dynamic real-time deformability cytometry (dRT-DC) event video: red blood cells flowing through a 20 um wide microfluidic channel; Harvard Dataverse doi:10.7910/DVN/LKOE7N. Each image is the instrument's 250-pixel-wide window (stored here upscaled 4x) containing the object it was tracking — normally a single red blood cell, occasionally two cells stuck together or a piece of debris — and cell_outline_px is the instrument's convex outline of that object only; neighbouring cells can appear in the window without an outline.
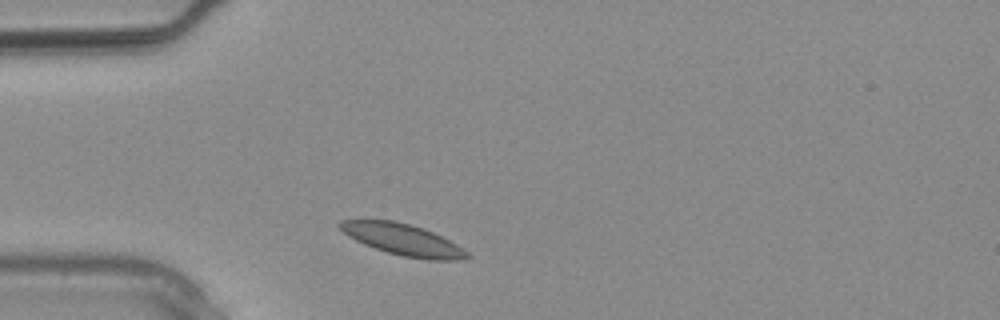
{"species": "common noctule bat (a hibernating species)", "species_latin": "Nyctalus noctula", "temperature_condition": "warm", "stored_images_in_passage": 1, "camera_frame_rate_fps": 3000, "um_per_image_px": 0.085, "animal": {"sex": "male", "body_mass_g": 20.4}, "frame": {"image": 1, "passage_image": 1, "time_ms": 0.0, "image_size_px": [1000, 320], "cell_outline_px": [[472, 256], [464, 260], [428, 260], [404, 256], [388, 252], [364, 244], [348, 236], [336, 224], [340, 220], [392, 220], [408, 224], [432, 232], [456, 244], [468, 252]], "centroid_in_image_um": [34.25, 20.38], "position_along_channel_um": 50.8, "area_um2": 22.95}}